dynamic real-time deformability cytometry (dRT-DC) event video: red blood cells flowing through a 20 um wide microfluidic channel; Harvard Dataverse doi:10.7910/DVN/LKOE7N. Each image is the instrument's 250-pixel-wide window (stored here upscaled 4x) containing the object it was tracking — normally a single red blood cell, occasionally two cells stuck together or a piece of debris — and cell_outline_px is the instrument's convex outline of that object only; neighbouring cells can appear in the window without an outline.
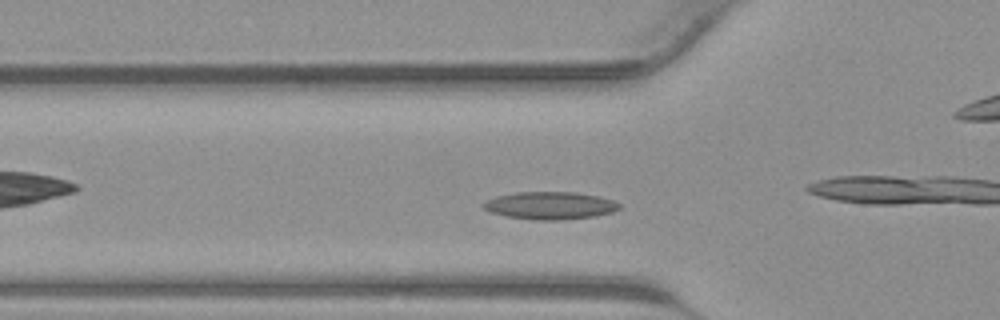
{"species": "common noctule bat (a hibernating species)", "species_latin": "Nyctalus noctula", "temperature_condition": "warm", "stored_images_in_passage": 34, "camera_frame_rate_fps": 3000, "um_per_image_px": 0.085, "animal": {"sex": "male", "body_mass_g": 23.1, "forearm_length_mm": 52.7}, "frame": {"image": 1, "passage_image": 10, "time_ms": 3.0, "image_size_px": [1000, 320], "cell_outline_px": [[620, 208], [612, 212], [592, 216], [560, 220], [536, 220], [508, 216], [492, 212], [484, 208], [480, 204], [496, 196], [516, 192], [576, 192], [596, 196], [612, 200], [620, 204]], "centroid_in_image_um": [46.74, 17.46], "position_along_channel_um": 79.1, "area_um2": 21.56}}
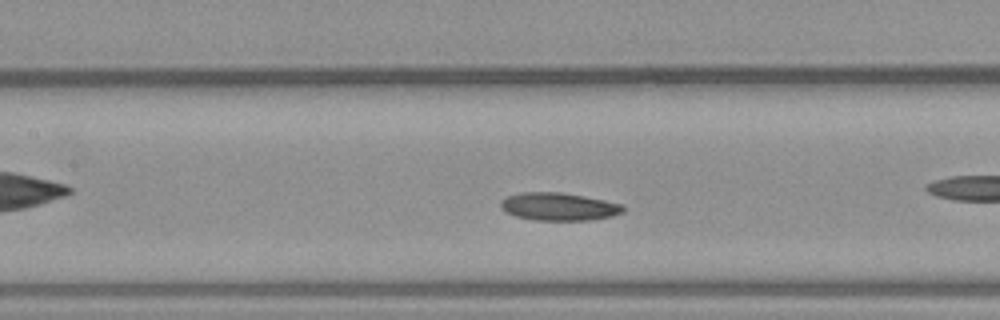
{"frame": {"image": 2, "passage_image": 15, "time_ms": 4.667, "image_size_px": [1000, 320], "cell_outline_px": [[624, 212], [612, 216], [592, 220], [532, 220], [516, 216], [504, 212], [500, 208], [500, 200], [508, 196], [520, 192], [560, 192], [584, 196], [604, 200], [620, 204], [624, 208]], "centroid_in_image_um": [47.45, 17.56], "position_along_channel_um": 160.0, "area_um2": 19.94}}
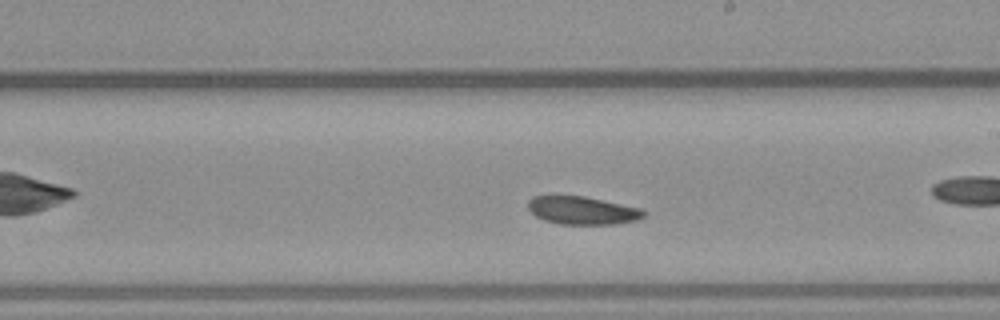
{"frame": {"image": 3, "passage_image": 20, "time_ms": 6.333, "image_size_px": [1000, 320], "cell_outline_px": [[644, 216], [636, 220], [616, 224], [560, 224], [544, 220], [536, 216], [528, 208], [528, 200], [532, 196], [584, 196], [644, 208]], "centroid_in_image_um": [49.52, 17.88], "position_along_channel_um": 239.5, "area_um2": 18.9}}